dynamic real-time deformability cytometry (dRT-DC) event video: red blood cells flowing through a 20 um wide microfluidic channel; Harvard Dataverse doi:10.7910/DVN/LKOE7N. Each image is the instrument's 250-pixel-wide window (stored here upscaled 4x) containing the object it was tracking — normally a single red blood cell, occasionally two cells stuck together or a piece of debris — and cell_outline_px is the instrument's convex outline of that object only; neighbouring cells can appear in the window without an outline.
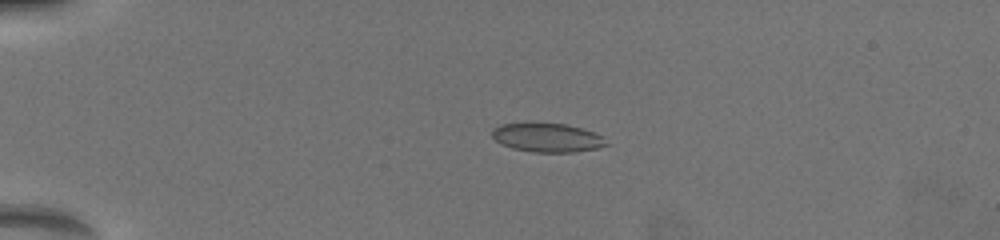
{"species": "common noctule bat (a hibernating species)", "species_latin": "Nyctalus noctula", "temperature_condition": "warm", "stored_images_in_passage": 26, "camera_frame_rate_fps": 3000, "um_per_image_px": 0.085, "animal": {"sex": "female", "body_mass_g": 19.5, "forearm_length_mm": 54.1}, "frame": {"image": 1, "passage_image": 19, "time_ms": 3.667, "image_size_px": [1000, 240], "cell_outline_px": [[608, 144], [596, 148], [572, 152], [536, 152], [512, 148], [496, 140], [492, 136], [492, 128], [500, 124], [568, 124], [604, 136]], "centroid_in_image_um": [46.53, 11.7], "position_along_channel_um": 38.5, "area_um2": 18.79}}